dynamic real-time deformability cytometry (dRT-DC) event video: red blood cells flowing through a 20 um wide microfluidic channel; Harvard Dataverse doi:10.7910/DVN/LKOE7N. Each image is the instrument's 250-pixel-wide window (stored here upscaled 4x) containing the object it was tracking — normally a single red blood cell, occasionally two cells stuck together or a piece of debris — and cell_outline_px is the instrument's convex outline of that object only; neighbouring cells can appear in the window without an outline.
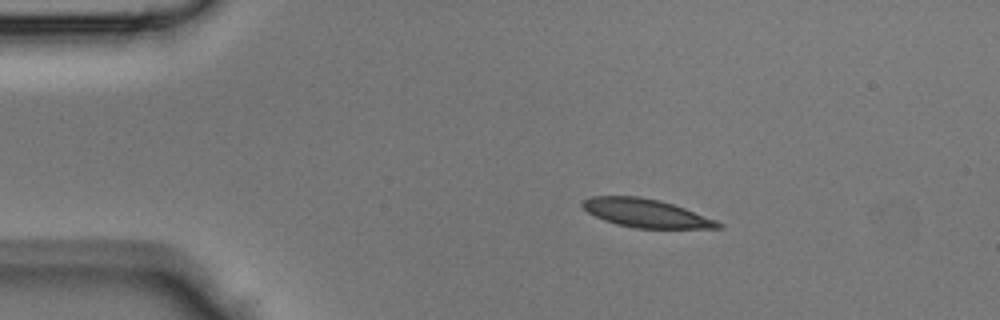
{"species": "Egyptian fruit bat (a non-hibernating species)", "species_latin": "Rousettus aegyptiacus", "temperature_condition": "room temperature", "stored_images_in_passage": 38, "camera_frame_rate_fps": 3000, "um_per_image_px": 0.085, "animal": {"sex": "male"}, "frame": {"image": 1, "passage_image": 1, "time_ms": 0.0, "image_size_px": [1000, 320], "cell_outline_px": [[724, 228], [636, 228], [616, 224], [604, 220], [588, 212], [580, 204], [584, 200], [592, 196], [640, 196], [660, 200], [684, 208], [716, 220], [724, 224]], "centroid_in_image_um": [54.92, 18.12], "position_along_channel_um": 30.1, "area_um2": 22.31}}
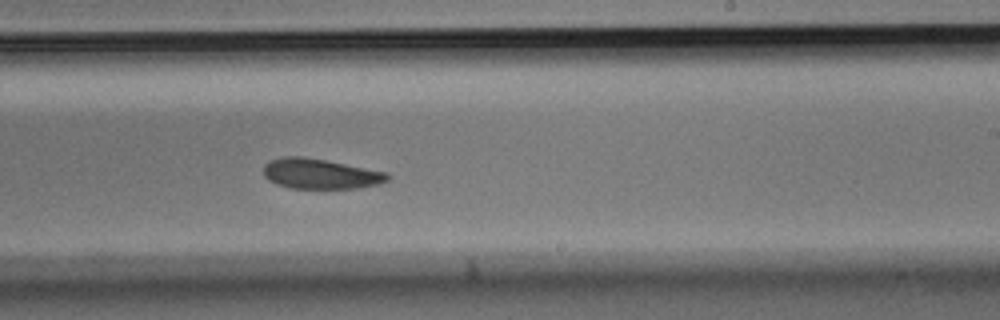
{"frame": {"image": 2, "passage_image": 20, "time_ms": 6.333, "image_size_px": [1000, 320], "cell_outline_px": [[388, 180], [380, 184], [360, 188], [292, 188], [276, 184], [268, 180], [264, 176], [264, 164], [268, 160], [284, 156], [300, 156], [324, 160], [388, 172]], "centroid_in_image_um": [27.2, 14.77], "position_along_channel_um": 261.8, "area_um2": 21.79}}
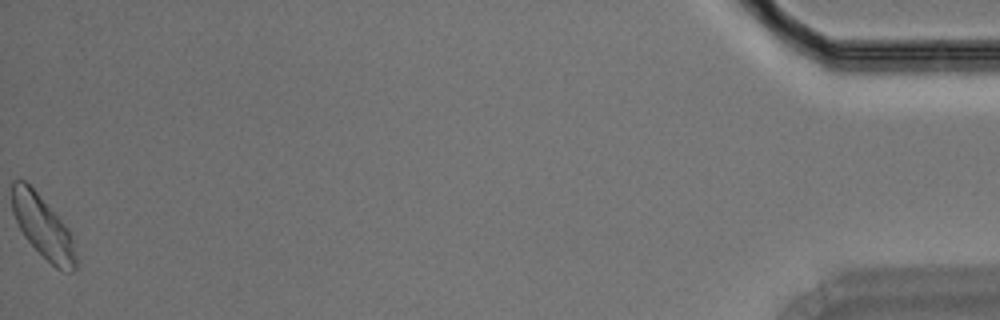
{"frame": {"image": 3, "passage_image": 38, "time_ms": 12.333, "image_size_px": [1000, 320], "cell_outline_px": [[76, 268], [72, 272], [56, 268], [24, 236], [12, 212], [12, 180], [24, 180], [36, 192], [68, 228], [72, 240], [76, 256]], "centroid_in_image_um": [3.63, 19.28], "position_along_channel_um": 431.6, "area_um2": 22.48}}